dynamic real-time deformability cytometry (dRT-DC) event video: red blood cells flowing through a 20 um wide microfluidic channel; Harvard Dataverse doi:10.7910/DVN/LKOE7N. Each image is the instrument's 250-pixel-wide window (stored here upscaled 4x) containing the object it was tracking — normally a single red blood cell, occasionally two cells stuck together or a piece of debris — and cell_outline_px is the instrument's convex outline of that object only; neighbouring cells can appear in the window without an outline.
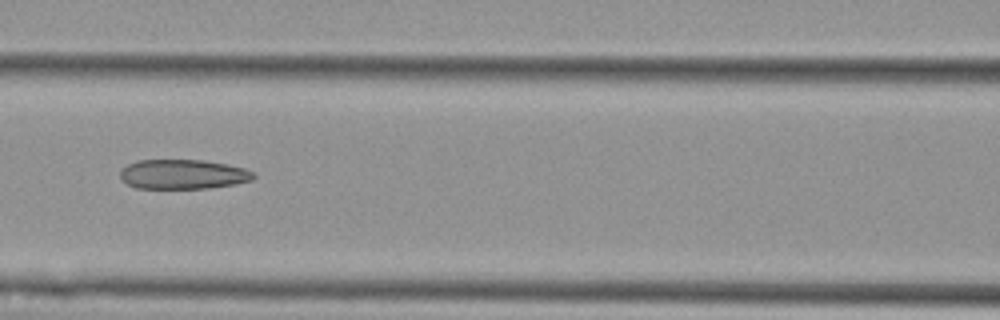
{"species": "Egyptian fruit bat (a non-hibernating species)", "species_latin": "Rousettus aegyptiacus", "temperature_condition": "cold", "stored_images_in_passage": 8, "camera_frame_rate_fps": 3000, "um_per_image_px": 0.085, "animal": {"sex": "female"}, "frame": {"image": 1, "passage_image": 7, "time_ms": 7.0, "image_size_px": [1000, 320], "cell_outline_px": [[256, 176], [252, 180], [236, 184], [208, 188], [136, 188], [128, 184], [120, 176], [120, 168], [136, 160], [204, 160], [228, 164], [244, 168], [256, 172]], "centroid_in_image_um": [15.58, 14.8], "position_along_channel_um": 151.0, "area_um2": 23.18}}
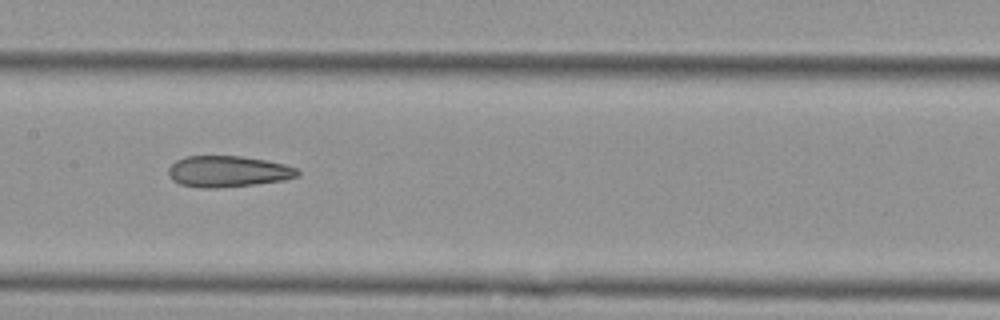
{"frame": {"image": 2, "passage_image": 8, "time_ms": 8.0, "image_size_px": [1000, 320], "cell_outline_px": [[300, 176], [284, 180], [256, 184], [216, 188], [200, 188], [180, 184], [172, 180], [168, 172], [168, 168], [176, 160], [184, 156], [240, 156], [264, 160], [284, 164], [296, 168], [300, 172]], "centroid_in_image_um": [19.37, 14.58], "position_along_channel_um": 188.0, "area_um2": 23.52}}